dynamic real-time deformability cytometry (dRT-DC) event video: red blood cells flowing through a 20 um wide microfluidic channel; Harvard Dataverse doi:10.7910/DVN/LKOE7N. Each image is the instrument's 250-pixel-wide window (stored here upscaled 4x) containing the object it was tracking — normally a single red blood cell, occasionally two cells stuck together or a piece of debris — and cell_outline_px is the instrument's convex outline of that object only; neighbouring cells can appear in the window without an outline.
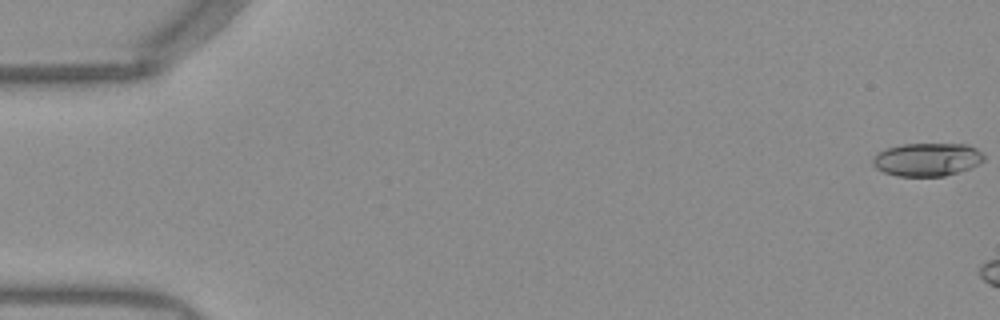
{"species": "Egyptian fruit bat (a non-hibernating species)", "species_latin": "Rousettus aegyptiacus", "temperature_condition": "warm", "stored_images_in_passage": 6, "camera_frame_rate_fps": 3000, "um_per_image_px": 0.085, "frame": {"image": 1, "passage_image": 1, "time_ms": 0.0, "image_size_px": [1000, 320], "cell_outline_px": [[984, 160], [980, 164], [972, 168], [960, 172], [944, 176], [896, 176], [884, 172], [876, 168], [872, 164], [872, 160], [876, 152], [888, 148], [904, 144], [968, 144], [976, 148], [984, 156]], "centroid_in_image_um": [78.82, 13.56], "position_along_channel_um": 6.2, "area_um2": 21.68}}